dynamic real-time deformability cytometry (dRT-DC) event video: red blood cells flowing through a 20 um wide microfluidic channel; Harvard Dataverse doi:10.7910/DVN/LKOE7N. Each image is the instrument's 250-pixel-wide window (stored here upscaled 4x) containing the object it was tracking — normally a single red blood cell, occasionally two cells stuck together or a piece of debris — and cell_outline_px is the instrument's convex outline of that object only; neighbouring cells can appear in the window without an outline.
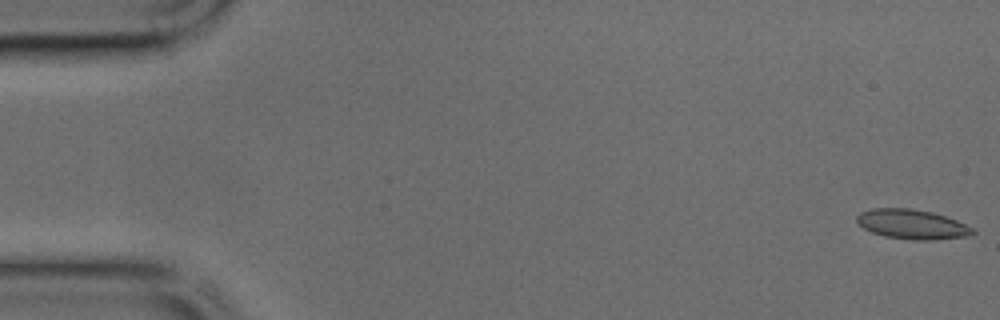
{"species": "common noctule bat (a hibernating species)", "species_latin": "Nyctalus noctula", "temperature_condition": "cold", "stored_images_in_passage": 44, "camera_frame_rate_fps": 3000, "um_per_image_px": 0.085, "animal": {"sex": "male", "body_mass_g": 17.9, "forearm_length_mm": 54.2}, "frame": {"image": 1, "passage_image": 1, "time_ms": 0.0, "image_size_px": [1000, 320], "cell_outline_px": [[976, 232], [964, 236], [932, 240], [912, 240], [884, 236], [872, 232], [864, 228], [856, 220], [856, 216], [860, 212], [872, 208], [912, 208], [932, 212], [956, 220], [976, 228]], "centroid_in_image_um": [77.52, 19.06], "position_along_channel_um": 7.5, "area_um2": 20.0}}
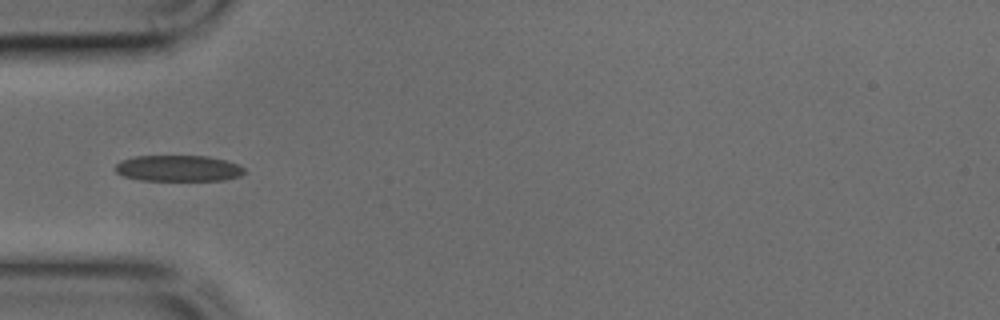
{"frame": {"image": 2, "passage_image": 14, "time_ms": 4.333, "image_size_px": [1000, 320], "cell_outline_px": [[244, 172], [240, 176], [224, 180], [140, 180], [124, 176], [116, 172], [116, 164], [120, 160], [136, 156], [208, 156], [224, 160], [236, 164], [244, 168]], "centroid_in_image_um": [15.14, 14.3], "position_along_channel_um": 69.9, "area_um2": 19.48}}
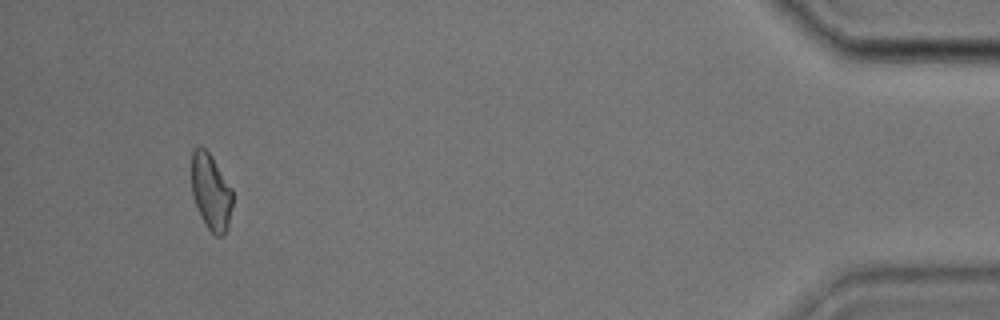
{"frame": {"image": 3, "passage_image": 42, "time_ms": 13.667, "image_size_px": [1000, 320], "cell_outline_px": [[232, 204], [228, 228], [220, 236], [216, 236], [208, 228], [200, 216], [192, 196], [192, 148], [200, 144], [208, 152], [232, 188]], "centroid_in_image_um": [17.91, 16.29], "position_along_channel_um": 417.3, "area_um2": 18.15}}